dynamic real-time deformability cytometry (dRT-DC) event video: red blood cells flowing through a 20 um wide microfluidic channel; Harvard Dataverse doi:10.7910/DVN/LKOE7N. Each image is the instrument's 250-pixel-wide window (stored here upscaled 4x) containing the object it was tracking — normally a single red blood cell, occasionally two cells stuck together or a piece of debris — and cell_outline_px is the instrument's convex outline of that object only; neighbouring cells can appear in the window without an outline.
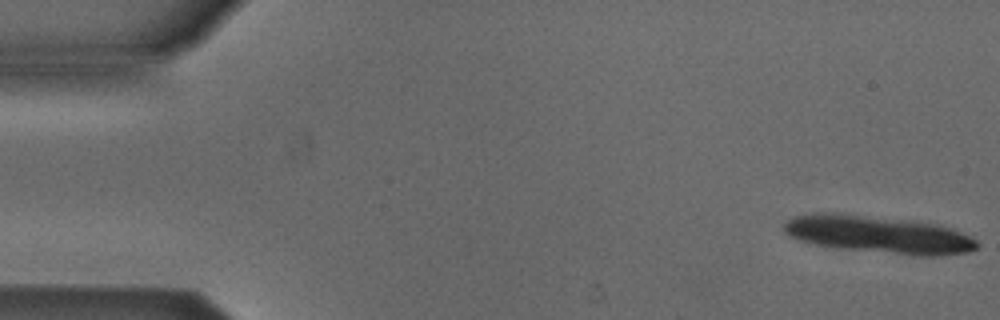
{"species": "Egyptian fruit bat (a non-hibernating species)", "species_latin": "Rousettus aegyptiacus", "temperature_condition": "cold", "stored_images_in_passage": 12, "camera_frame_rate_fps": 3000, "um_per_image_px": 0.085, "animal": {"sex": "male"}, "frame": {"image": 1, "passage_image": 1, "time_ms": 0.0, "image_size_px": [1000, 320], "cell_outline_px": [[980, 244], [976, 248], [968, 252], [940, 256], [912, 256], [836, 248], [812, 244], [788, 236], [784, 232], [784, 224], [792, 216], [828, 212], [832, 212], [932, 224], [948, 228], [960, 232], [976, 240]], "centroid_in_image_um": [74.62, 19.97], "position_along_channel_um": 10.4, "area_um2": 41.79}}